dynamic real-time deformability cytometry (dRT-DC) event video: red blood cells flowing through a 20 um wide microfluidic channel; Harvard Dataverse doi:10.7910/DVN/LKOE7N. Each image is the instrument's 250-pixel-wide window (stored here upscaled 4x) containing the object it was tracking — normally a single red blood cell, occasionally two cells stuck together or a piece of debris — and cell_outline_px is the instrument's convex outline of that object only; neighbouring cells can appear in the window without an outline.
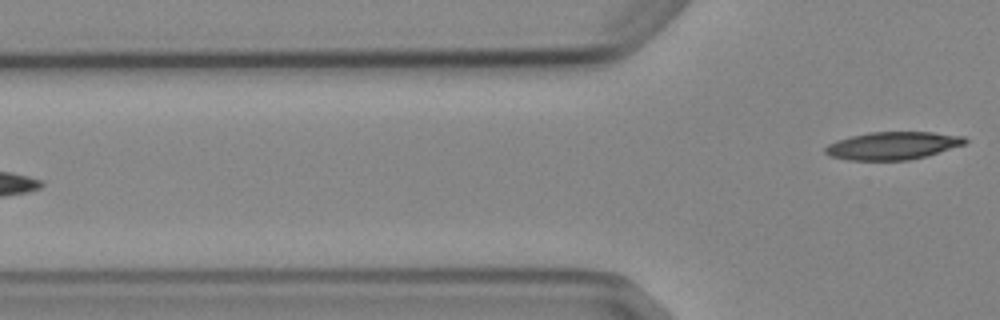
{"species": "Egyptian fruit bat (a non-hibernating species)", "species_latin": "Rousettus aegyptiacus", "temperature_condition": "cold", "stored_images_in_passage": 5, "camera_frame_rate_fps": 3000, "um_per_image_px": 0.085, "animal": {"sex": "female"}, "frame": {"image": 1, "passage_image": 5, "time_ms": 5.667, "image_size_px": [1000, 320], "cell_outline_px": [[968, 140], [964, 144], [924, 156], [908, 160], [848, 160], [828, 156], [824, 152], [824, 148], [828, 144], [836, 140], [868, 132], [932, 132], [964, 136]], "centroid_in_image_um": [75.82, 12.38], "position_along_channel_um": 50.0, "area_um2": 22.48}}